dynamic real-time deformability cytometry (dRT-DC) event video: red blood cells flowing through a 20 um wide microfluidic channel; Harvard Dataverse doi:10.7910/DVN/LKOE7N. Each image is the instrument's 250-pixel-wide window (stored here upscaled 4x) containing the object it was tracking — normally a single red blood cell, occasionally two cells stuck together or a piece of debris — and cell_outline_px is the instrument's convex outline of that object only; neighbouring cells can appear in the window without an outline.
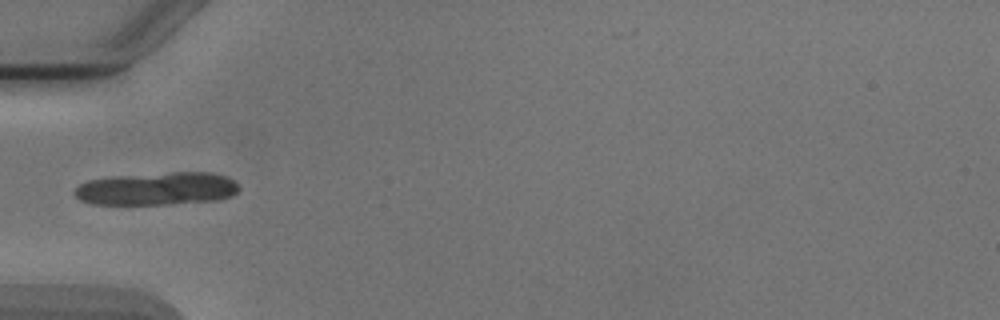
{"species": "Egyptian fruit bat (a non-hibernating species)", "species_latin": "Rousettus aegyptiacus", "temperature_condition": "cold", "stored_images_in_passage": 2, "camera_frame_rate_fps": 3000, "um_per_image_px": 0.085, "animal": {"sex": "male"}, "frame": {"image": 1, "passage_image": 1, "time_ms": 0.0, "image_size_px": [1000, 320], "cell_outline_px": [[240, 188], [232, 196], [220, 200], [168, 204], [92, 204], [80, 200], [72, 192], [80, 184], [88, 180], [112, 176], [172, 172], [212, 172], [224, 176], [232, 180]], "centroid_in_image_um": [13.33, 16.04], "position_along_channel_um": 71.7, "area_um2": 31.62}}